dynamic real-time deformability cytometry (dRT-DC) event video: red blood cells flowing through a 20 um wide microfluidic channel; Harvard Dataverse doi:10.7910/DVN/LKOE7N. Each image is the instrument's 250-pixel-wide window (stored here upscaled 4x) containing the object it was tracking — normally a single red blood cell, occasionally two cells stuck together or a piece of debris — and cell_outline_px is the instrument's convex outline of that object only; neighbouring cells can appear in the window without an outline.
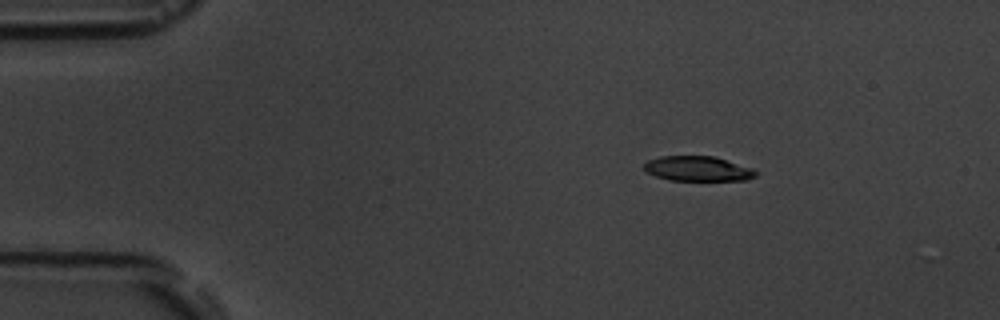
{"species": "common noctule bat (a hibernating species)", "species_latin": "Nyctalus noctula", "temperature_condition": "room temperature", "stored_images_in_passage": 3, "camera_frame_rate_fps": 3000, "um_per_image_px": 0.085, "animal": {"sex": "male", "body_mass_g": 19.5, "forearm_length_mm": 54.6}, "frame": {"image": 1, "passage_image": 1, "time_ms": 0.0, "image_size_px": [1000, 320], "cell_outline_px": [[760, 172], [756, 176], [744, 180], [668, 180], [656, 176], [648, 172], [644, 168], [644, 164], [648, 160], [660, 156], [716, 156], [752, 168]], "centroid_in_image_um": [59.34, 14.33], "position_along_channel_um": 25.7, "area_um2": 16.24}}